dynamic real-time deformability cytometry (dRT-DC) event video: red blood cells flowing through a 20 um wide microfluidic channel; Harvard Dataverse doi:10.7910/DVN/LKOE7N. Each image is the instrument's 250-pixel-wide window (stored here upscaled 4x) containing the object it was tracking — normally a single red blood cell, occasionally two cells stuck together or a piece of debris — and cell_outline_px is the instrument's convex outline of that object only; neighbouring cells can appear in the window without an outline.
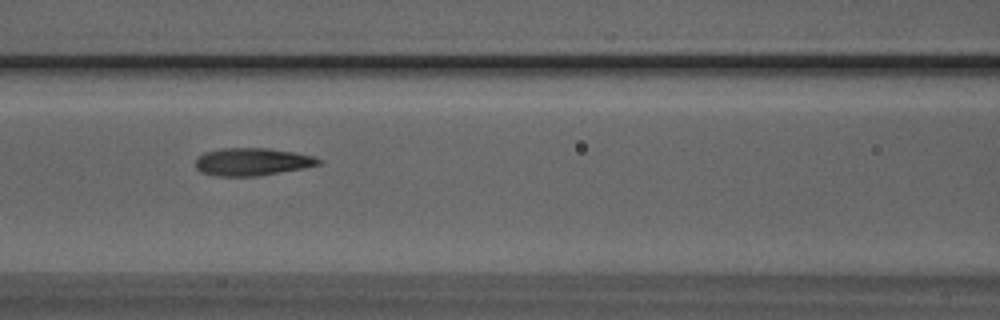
{"species": "Egyptian fruit bat (a non-hibernating species)", "species_latin": "Rousettus aegyptiacus", "temperature_condition": "room temperature", "stored_images_in_passage": 6, "camera_frame_rate_fps": 3000, "um_per_image_px": 0.085, "animal": {"sex": "male"}, "frame": {"image": 1, "passage_image": 4, "time_ms": 1.0, "image_size_px": [1000, 320], "cell_outline_px": [[320, 164], [304, 168], [260, 176], [216, 176], [200, 172], [196, 168], [196, 156], [204, 152], [220, 148], [268, 148], [296, 152], [316, 156], [320, 160]], "centroid_in_image_um": [21.42, 13.75], "position_along_channel_um": 145.2, "area_um2": 20.11}}
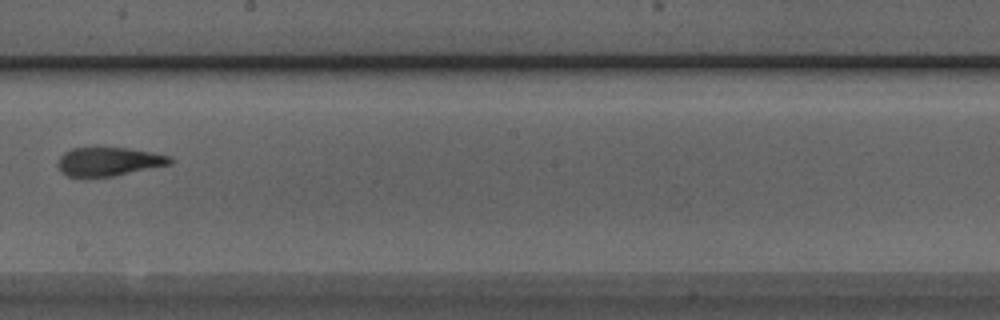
{"frame": {"image": 2, "passage_image": 6, "time_ms": 1.667, "image_size_px": [1000, 320], "cell_outline_px": [[172, 164], [112, 176], [84, 180], [68, 176], [60, 172], [56, 164], [60, 156], [64, 152], [72, 148], [96, 144], [128, 148], [152, 152], [172, 156]], "centroid_in_image_um": [9.15, 13.72], "position_along_channel_um": 239.0, "area_um2": 20.11}}